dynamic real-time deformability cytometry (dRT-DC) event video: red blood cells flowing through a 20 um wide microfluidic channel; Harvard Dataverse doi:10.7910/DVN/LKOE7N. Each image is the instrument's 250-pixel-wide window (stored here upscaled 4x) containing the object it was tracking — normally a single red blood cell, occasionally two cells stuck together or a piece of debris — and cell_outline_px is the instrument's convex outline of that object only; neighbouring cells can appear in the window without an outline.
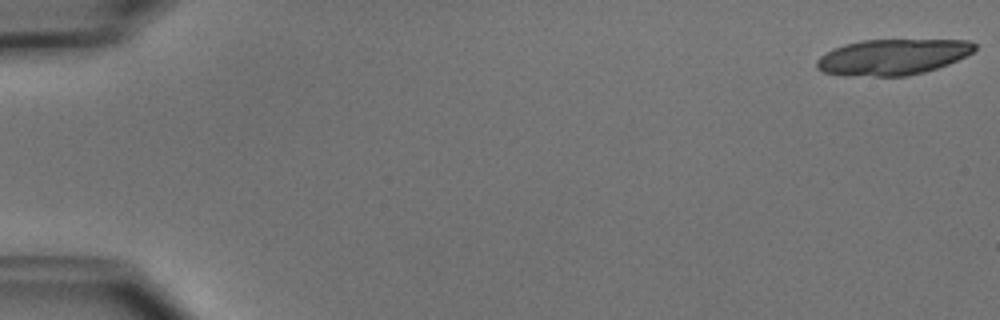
{"species": "common noctule bat (a hibernating species)", "species_latin": "Nyctalus noctula", "temperature_condition": "cold", "stored_images_in_passage": 13, "camera_frame_rate_fps": 3000, "um_per_image_px": 0.085, "animal": {"sex": "male", "body_mass_g": 15.6}, "frame": {"image": 1, "passage_image": 1, "time_ms": 0.0, "image_size_px": [1000, 320], "cell_outline_px": [[976, 48], [972, 52], [948, 64], [924, 72], [908, 76], [844, 76], [824, 72], [816, 68], [816, 60], [820, 56], [844, 44], [860, 40], [968, 40], [976, 44]], "centroid_in_image_um": [75.84, 4.85], "position_along_channel_um": 9.2, "area_um2": 32.89}}
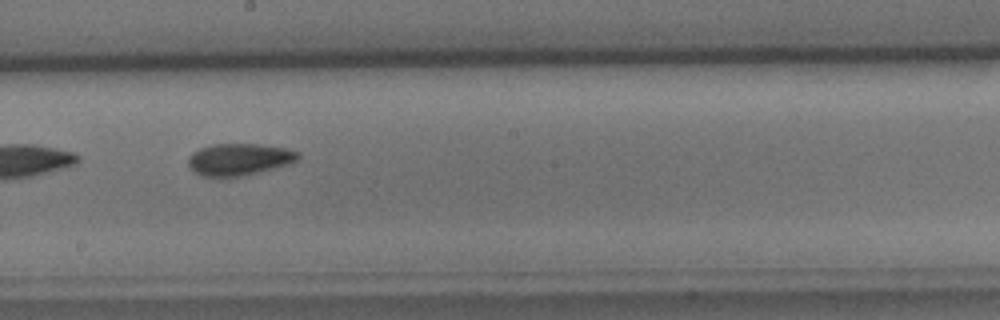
{"frame": {"image": 2, "passage_image": 8, "time_ms": 9.667, "image_size_px": [1000, 320], "cell_outline_px": [[300, 156], [292, 164], [228, 180], [200, 176], [192, 172], [188, 164], [188, 156], [192, 152], [200, 148], [212, 144], [256, 144], [284, 148], [300, 152]], "centroid_in_image_um": [20.27, 13.6], "position_along_channel_um": 227.9, "area_um2": 21.27}, "authors_computed_cell_mechanics": {"area_um2": 20.0566, "velocity_mm_per_s": 3.9079, "shape_relaxation_time_tau1_ms": 6.0726, "shape_relaxation_time_tau2_ms": null, "deformation_change_tau1": 0.0996, "deformation_change_tau2": null}}